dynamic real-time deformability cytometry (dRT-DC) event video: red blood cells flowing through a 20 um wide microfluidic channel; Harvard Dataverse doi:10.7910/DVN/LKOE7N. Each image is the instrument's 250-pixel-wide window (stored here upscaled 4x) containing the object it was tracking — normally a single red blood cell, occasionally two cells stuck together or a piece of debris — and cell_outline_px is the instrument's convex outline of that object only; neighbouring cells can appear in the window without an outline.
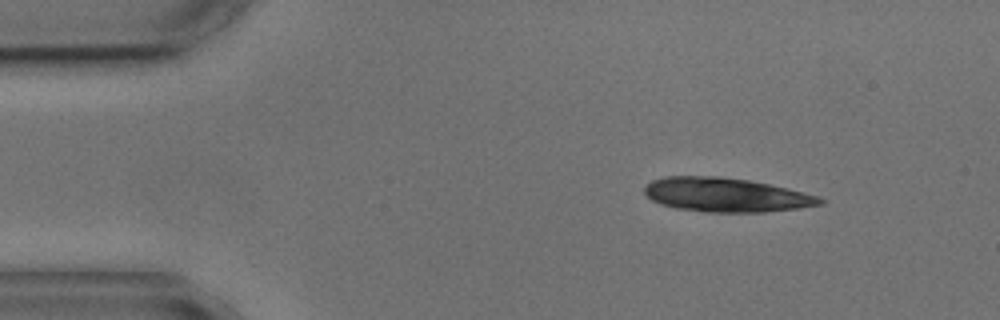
{"species": "common noctule bat (a hibernating species)", "species_latin": "Nyctalus noctula", "temperature_condition": "cold", "stored_images_in_passage": 5, "camera_frame_rate_fps": 3000, "um_per_image_px": 0.085, "animal": {"sex": "male", "body_mass_g": 17.9, "forearm_length_mm": 54.2}, "frame": {"image": 1, "passage_image": 1, "time_ms": 0.0, "image_size_px": [1000, 320], "cell_outline_px": [[824, 204], [796, 208], [764, 212], [704, 212], [676, 208], [660, 204], [652, 200], [644, 192], [644, 188], [652, 180], [664, 176], [716, 176], [748, 180], [788, 188], [816, 196], [824, 200]], "centroid_in_image_um": [61.67, 16.56], "position_along_channel_um": 23.3, "area_um2": 34.62}}
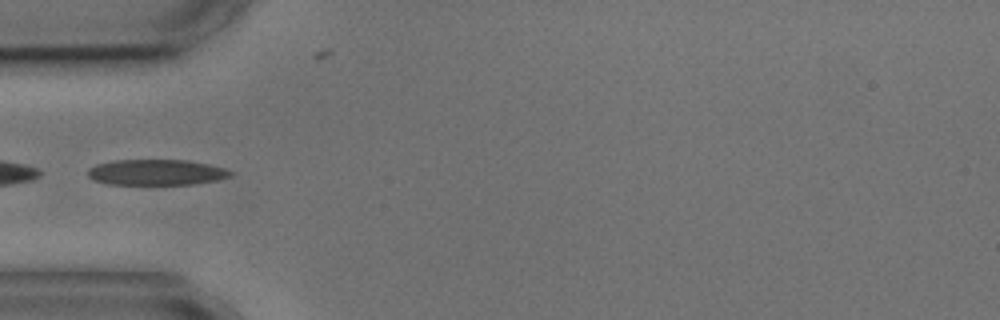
{"frame": {"image": 2, "passage_image": 4, "time_ms": 3.333, "image_size_px": [1000, 320], "cell_outline_px": [[232, 176], [216, 180], [192, 184], [108, 184], [96, 180], [88, 176], [88, 168], [96, 164], [116, 160], [184, 160], [208, 164], [224, 168], [232, 172]], "centroid_in_image_um": [13.28, 14.64], "position_along_channel_um": 71.7, "area_um2": 21.15}}